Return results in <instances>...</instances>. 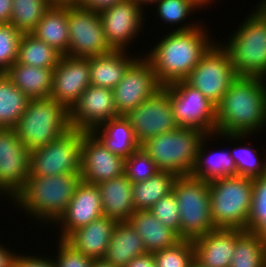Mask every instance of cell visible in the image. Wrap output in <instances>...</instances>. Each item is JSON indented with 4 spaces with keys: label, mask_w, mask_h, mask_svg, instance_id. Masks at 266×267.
I'll return each instance as SVG.
<instances>
[{
    "label": "cell",
    "mask_w": 266,
    "mask_h": 267,
    "mask_svg": "<svg viewBox=\"0 0 266 267\" xmlns=\"http://www.w3.org/2000/svg\"><path fill=\"white\" fill-rule=\"evenodd\" d=\"M263 128H266V79L237 77L216 106V138L233 144L246 142V138L265 131Z\"/></svg>",
    "instance_id": "6da1fadb"
},
{
    "label": "cell",
    "mask_w": 266,
    "mask_h": 267,
    "mask_svg": "<svg viewBox=\"0 0 266 267\" xmlns=\"http://www.w3.org/2000/svg\"><path fill=\"white\" fill-rule=\"evenodd\" d=\"M205 28V29H204ZM203 23L190 30L163 35L158 43L143 55L151 62L162 86L185 80L202 56L215 43ZM210 38V39H209Z\"/></svg>",
    "instance_id": "7a4b0ae2"
},
{
    "label": "cell",
    "mask_w": 266,
    "mask_h": 267,
    "mask_svg": "<svg viewBox=\"0 0 266 267\" xmlns=\"http://www.w3.org/2000/svg\"><path fill=\"white\" fill-rule=\"evenodd\" d=\"M80 174H59L49 177H28L23 190L13 199L17 209L41 225L54 224L66 210L77 185ZM33 216V217H32ZM41 221V222H40Z\"/></svg>",
    "instance_id": "3957f363"
},
{
    "label": "cell",
    "mask_w": 266,
    "mask_h": 267,
    "mask_svg": "<svg viewBox=\"0 0 266 267\" xmlns=\"http://www.w3.org/2000/svg\"><path fill=\"white\" fill-rule=\"evenodd\" d=\"M255 8L221 43L228 50L238 77L266 79V0Z\"/></svg>",
    "instance_id": "277c9868"
},
{
    "label": "cell",
    "mask_w": 266,
    "mask_h": 267,
    "mask_svg": "<svg viewBox=\"0 0 266 267\" xmlns=\"http://www.w3.org/2000/svg\"><path fill=\"white\" fill-rule=\"evenodd\" d=\"M13 129L31 152L58 139L71 129L69 111L50 97L29 99Z\"/></svg>",
    "instance_id": "5b68a950"
},
{
    "label": "cell",
    "mask_w": 266,
    "mask_h": 267,
    "mask_svg": "<svg viewBox=\"0 0 266 267\" xmlns=\"http://www.w3.org/2000/svg\"><path fill=\"white\" fill-rule=\"evenodd\" d=\"M214 227L247 230L253 198V179L228 176L209 181Z\"/></svg>",
    "instance_id": "8992f818"
},
{
    "label": "cell",
    "mask_w": 266,
    "mask_h": 267,
    "mask_svg": "<svg viewBox=\"0 0 266 267\" xmlns=\"http://www.w3.org/2000/svg\"><path fill=\"white\" fill-rule=\"evenodd\" d=\"M205 136L198 129L178 127L146 140L140 147L159 170L189 176L196 162L199 145Z\"/></svg>",
    "instance_id": "52a82bcc"
},
{
    "label": "cell",
    "mask_w": 266,
    "mask_h": 267,
    "mask_svg": "<svg viewBox=\"0 0 266 267\" xmlns=\"http://www.w3.org/2000/svg\"><path fill=\"white\" fill-rule=\"evenodd\" d=\"M180 214V238L194 240L214 230L209 181L178 176L173 186Z\"/></svg>",
    "instance_id": "ba28073f"
},
{
    "label": "cell",
    "mask_w": 266,
    "mask_h": 267,
    "mask_svg": "<svg viewBox=\"0 0 266 267\" xmlns=\"http://www.w3.org/2000/svg\"><path fill=\"white\" fill-rule=\"evenodd\" d=\"M83 132L71 128L63 136L30 152V177L80 174Z\"/></svg>",
    "instance_id": "9c48e42d"
},
{
    "label": "cell",
    "mask_w": 266,
    "mask_h": 267,
    "mask_svg": "<svg viewBox=\"0 0 266 267\" xmlns=\"http://www.w3.org/2000/svg\"><path fill=\"white\" fill-rule=\"evenodd\" d=\"M237 77L228 50L217 40L185 81L217 106Z\"/></svg>",
    "instance_id": "30bf717a"
},
{
    "label": "cell",
    "mask_w": 266,
    "mask_h": 267,
    "mask_svg": "<svg viewBox=\"0 0 266 267\" xmlns=\"http://www.w3.org/2000/svg\"><path fill=\"white\" fill-rule=\"evenodd\" d=\"M170 94L174 118L179 127L216 134V106L185 80L163 86Z\"/></svg>",
    "instance_id": "8fae6325"
},
{
    "label": "cell",
    "mask_w": 266,
    "mask_h": 267,
    "mask_svg": "<svg viewBox=\"0 0 266 267\" xmlns=\"http://www.w3.org/2000/svg\"><path fill=\"white\" fill-rule=\"evenodd\" d=\"M30 175V151L13 128H0V192L13 199L23 190Z\"/></svg>",
    "instance_id": "7c38bea8"
},
{
    "label": "cell",
    "mask_w": 266,
    "mask_h": 267,
    "mask_svg": "<svg viewBox=\"0 0 266 267\" xmlns=\"http://www.w3.org/2000/svg\"><path fill=\"white\" fill-rule=\"evenodd\" d=\"M133 129L137 142L176 130L169 92L162 87L146 101L123 115Z\"/></svg>",
    "instance_id": "4fadbf2b"
},
{
    "label": "cell",
    "mask_w": 266,
    "mask_h": 267,
    "mask_svg": "<svg viewBox=\"0 0 266 267\" xmlns=\"http://www.w3.org/2000/svg\"><path fill=\"white\" fill-rule=\"evenodd\" d=\"M69 46L67 56L88 58L111 52L99 12L68 8Z\"/></svg>",
    "instance_id": "5bb4252c"
},
{
    "label": "cell",
    "mask_w": 266,
    "mask_h": 267,
    "mask_svg": "<svg viewBox=\"0 0 266 267\" xmlns=\"http://www.w3.org/2000/svg\"><path fill=\"white\" fill-rule=\"evenodd\" d=\"M162 87L151 62L144 55H139L113 89L118 115H125L153 96Z\"/></svg>",
    "instance_id": "9a60e30c"
},
{
    "label": "cell",
    "mask_w": 266,
    "mask_h": 267,
    "mask_svg": "<svg viewBox=\"0 0 266 267\" xmlns=\"http://www.w3.org/2000/svg\"><path fill=\"white\" fill-rule=\"evenodd\" d=\"M144 10L132 0H126L99 12L106 41L113 50L127 51L138 38L146 19Z\"/></svg>",
    "instance_id": "2e32d148"
},
{
    "label": "cell",
    "mask_w": 266,
    "mask_h": 267,
    "mask_svg": "<svg viewBox=\"0 0 266 267\" xmlns=\"http://www.w3.org/2000/svg\"><path fill=\"white\" fill-rule=\"evenodd\" d=\"M117 116L113 89L90 85L69 110V124L73 129L92 132Z\"/></svg>",
    "instance_id": "e0dca14e"
},
{
    "label": "cell",
    "mask_w": 266,
    "mask_h": 267,
    "mask_svg": "<svg viewBox=\"0 0 266 267\" xmlns=\"http://www.w3.org/2000/svg\"><path fill=\"white\" fill-rule=\"evenodd\" d=\"M125 158L112 153L92 132H83L80 175L89 184L114 179L124 174Z\"/></svg>",
    "instance_id": "ac0fdd59"
},
{
    "label": "cell",
    "mask_w": 266,
    "mask_h": 267,
    "mask_svg": "<svg viewBox=\"0 0 266 267\" xmlns=\"http://www.w3.org/2000/svg\"><path fill=\"white\" fill-rule=\"evenodd\" d=\"M88 86H90L89 57L61 56L53 71L50 98L69 111Z\"/></svg>",
    "instance_id": "d6986e66"
},
{
    "label": "cell",
    "mask_w": 266,
    "mask_h": 267,
    "mask_svg": "<svg viewBox=\"0 0 266 267\" xmlns=\"http://www.w3.org/2000/svg\"><path fill=\"white\" fill-rule=\"evenodd\" d=\"M102 216L101 195L97 184L81 180L66 210L51 227L57 225L60 229L58 240H65L73 231Z\"/></svg>",
    "instance_id": "ffe728a7"
},
{
    "label": "cell",
    "mask_w": 266,
    "mask_h": 267,
    "mask_svg": "<svg viewBox=\"0 0 266 267\" xmlns=\"http://www.w3.org/2000/svg\"><path fill=\"white\" fill-rule=\"evenodd\" d=\"M242 229L216 228L192 240L194 259L205 267H230Z\"/></svg>",
    "instance_id": "44dd1931"
},
{
    "label": "cell",
    "mask_w": 266,
    "mask_h": 267,
    "mask_svg": "<svg viewBox=\"0 0 266 267\" xmlns=\"http://www.w3.org/2000/svg\"><path fill=\"white\" fill-rule=\"evenodd\" d=\"M116 224V220L102 216L73 231L64 241L91 259H103Z\"/></svg>",
    "instance_id": "7402d4cb"
},
{
    "label": "cell",
    "mask_w": 266,
    "mask_h": 267,
    "mask_svg": "<svg viewBox=\"0 0 266 267\" xmlns=\"http://www.w3.org/2000/svg\"><path fill=\"white\" fill-rule=\"evenodd\" d=\"M132 185L133 183L125 174L97 184L101 195L103 216L117 222L129 220L135 212Z\"/></svg>",
    "instance_id": "603a6c76"
},
{
    "label": "cell",
    "mask_w": 266,
    "mask_h": 267,
    "mask_svg": "<svg viewBox=\"0 0 266 267\" xmlns=\"http://www.w3.org/2000/svg\"><path fill=\"white\" fill-rule=\"evenodd\" d=\"M129 52L130 50H112L106 54L89 57L90 85L114 89L130 64L139 56Z\"/></svg>",
    "instance_id": "cb8c5ba5"
},
{
    "label": "cell",
    "mask_w": 266,
    "mask_h": 267,
    "mask_svg": "<svg viewBox=\"0 0 266 267\" xmlns=\"http://www.w3.org/2000/svg\"><path fill=\"white\" fill-rule=\"evenodd\" d=\"M142 239L147 253H155L174 246L181 238L164 226L149 210H137L128 220Z\"/></svg>",
    "instance_id": "d4e9b609"
},
{
    "label": "cell",
    "mask_w": 266,
    "mask_h": 267,
    "mask_svg": "<svg viewBox=\"0 0 266 267\" xmlns=\"http://www.w3.org/2000/svg\"><path fill=\"white\" fill-rule=\"evenodd\" d=\"M215 137L216 134H208L202 139L196 155L195 165L190 173L191 177L211 181L222 177L237 176V168L230 155V149L217 152L207 150L208 141H213Z\"/></svg>",
    "instance_id": "484cf974"
},
{
    "label": "cell",
    "mask_w": 266,
    "mask_h": 267,
    "mask_svg": "<svg viewBox=\"0 0 266 267\" xmlns=\"http://www.w3.org/2000/svg\"><path fill=\"white\" fill-rule=\"evenodd\" d=\"M147 253L142 239L128 221L117 222L105 257L114 267H125L134 257Z\"/></svg>",
    "instance_id": "4316f807"
},
{
    "label": "cell",
    "mask_w": 266,
    "mask_h": 267,
    "mask_svg": "<svg viewBox=\"0 0 266 267\" xmlns=\"http://www.w3.org/2000/svg\"><path fill=\"white\" fill-rule=\"evenodd\" d=\"M53 71L15 62L5 72L12 83L30 99L48 98L52 91Z\"/></svg>",
    "instance_id": "83f0119b"
},
{
    "label": "cell",
    "mask_w": 266,
    "mask_h": 267,
    "mask_svg": "<svg viewBox=\"0 0 266 267\" xmlns=\"http://www.w3.org/2000/svg\"><path fill=\"white\" fill-rule=\"evenodd\" d=\"M30 34L62 56L66 55L69 46L68 8L51 6Z\"/></svg>",
    "instance_id": "f1b7e54d"
},
{
    "label": "cell",
    "mask_w": 266,
    "mask_h": 267,
    "mask_svg": "<svg viewBox=\"0 0 266 267\" xmlns=\"http://www.w3.org/2000/svg\"><path fill=\"white\" fill-rule=\"evenodd\" d=\"M92 133L112 152L124 158L129 157L140 148L133 129L128 120L119 115L100 127L95 128Z\"/></svg>",
    "instance_id": "f546056e"
},
{
    "label": "cell",
    "mask_w": 266,
    "mask_h": 267,
    "mask_svg": "<svg viewBox=\"0 0 266 267\" xmlns=\"http://www.w3.org/2000/svg\"><path fill=\"white\" fill-rule=\"evenodd\" d=\"M178 175L170 171H159L143 182L133 183L132 202L137 210H149L157 201L173 192Z\"/></svg>",
    "instance_id": "4dcf8cb0"
},
{
    "label": "cell",
    "mask_w": 266,
    "mask_h": 267,
    "mask_svg": "<svg viewBox=\"0 0 266 267\" xmlns=\"http://www.w3.org/2000/svg\"><path fill=\"white\" fill-rule=\"evenodd\" d=\"M61 54L31 34H22L18 46L17 63L38 68L55 69Z\"/></svg>",
    "instance_id": "1f68e13d"
},
{
    "label": "cell",
    "mask_w": 266,
    "mask_h": 267,
    "mask_svg": "<svg viewBox=\"0 0 266 267\" xmlns=\"http://www.w3.org/2000/svg\"><path fill=\"white\" fill-rule=\"evenodd\" d=\"M5 73H0V128H13L29 102Z\"/></svg>",
    "instance_id": "d6a6232c"
},
{
    "label": "cell",
    "mask_w": 266,
    "mask_h": 267,
    "mask_svg": "<svg viewBox=\"0 0 266 267\" xmlns=\"http://www.w3.org/2000/svg\"><path fill=\"white\" fill-rule=\"evenodd\" d=\"M230 267H266V242L256 233L243 230L236 237Z\"/></svg>",
    "instance_id": "836d02e7"
},
{
    "label": "cell",
    "mask_w": 266,
    "mask_h": 267,
    "mask_svg": "<svg viewBox=\"0 0 266 267\" xmlns=\"http://www.w3.org/2000/svg\"><path fill=\"white\" fill-rule=\"evenodd\" d=\"M50 7L49 0H12L10 24L20 33L30 34Z\"/></svg>",
    "instance_id": "e575fe53"
},
{
    "label": "cell",
    "mask_w": 266,
    "mask_h": 267,
    "mask_svg": "<svg viewBox=\"0 0 266 267\" xmlns=\"http://www.w3.org/2000/svg\"><path fill=\"white\" fill-rule=\"evenodd\" d=\"M156 11L159 19L163 21L170 26H178L173 31H182V30H190L195 27H199L202 23L193 22V24L188 22H184L185 24H181L183 21H188L189 15L194 14L193 12H196L197 9L200 10V8L195 5L191 0H158L155 4ZM196 9V10H195ZM194 10V11H193ZM172 24V25H171Z\"/></svg>",
    "instance_id": "d590c367"
},
{
    "label": "cell",
    "mask_w": 266,
    "mask_h": 267,
    "mask_svg": "<svg viewBox=\"0 0 266 267\" xmlns=\"http://www.w3.org/2000/svg\"><path fill=\"white\" fill-rule=\"evenodd\" d=\"M247 231L256 233L266 242V175L253 179V198Z\"/></svg>",
    "instance_id": "8d00e7d4"
},
{
    "label": "cell",
    "mask_w": 266,
    "mask_h": 267,
    "mask_svg": "<svg viewBox=\"0 0 266 267\" xmlns=\"http://www.w3.org/2000/svg\"><path fill=\"white\" fill-rule=\"evenodd\" d=\"M234 147L230 149V155L235 162L237 176L254 179L266 175V158L262 161L254 147H248V144Z\"/></svg>",
    "instance_id": "74e56055"
},
{
    "label": "cell",
    "mask_w": 266,
    "mask_h": 267,
    "mask_svg": "<svg viewBox=\"0 0 266 267\" xmlns=\"http://www.w3.org/2000/svg\"><path fill=\"white\" fill-rule=\"evenodd\" d=\"M156 267H189L194 260L192 240L181 239L174 246L153 253Z\"/></svg>",
    "instance_id": "f35d334b"
},
{
    "label": "cell",
    "mask_w": 266,
    "mask_h": 267,
    "mask_svg": "<svg viewBox=\"0 0 266 267\" xmlns=\"http://www.w3.org/2000/svg\"><path fill=\"white\" fill-rule=\"evenodd\" d=\"M159 171L155 162L141 147L125 158L124 174L132 183L143 182Z\"/></svg>",
    "instance_id": "ab89813d"
},
{
    "label": "cell",
    "mask_w": 266,
    "mask_h": 267,
    "mask_svg": "<svg viewBox=\"0 0 266 267\" xmlns=\"http://www.w3.org/2000/svg\"><path fill=\"white\" fill-rule=\"evenodd\" d=\"M22 33L12 24H0V73H5L18 56V46Z\"/></svg>",
    "instance_id": "60d3db41"
},
{
    "label": "cell",
    "mask_w": 266,
    "mask_h": 267,
    "mask_svg": "<svg viewBox=\"0 0 266 267\" xmlns=\"http://www.w3.org/2000/svg\"><path fill=\"white\" fill-rule=\"evenodd\" d=\"M149 211L161 224L173 230L180 237V214L173 192L157 201Z\"/></svg>",
    "instance_id": "b9f144b4"
},
{
    "label": "cell",
    "mask_w": 266,
    "mask_h": 267,
    "mask_svg": "<svg viewBox=\"0 0 266 267\" xmlns=\"http://www.w3.org/2000/svg\"><path fill=\"white\" fill-rule=\"evenodd\" d=\"M58 246L56 247V256L52 259L56 267H91L93 259L88 256L83 255L80 252L74 250L70 245H68L64 240H59Z\"/></svg>",
    "instance_id": "7bdbcfd3"
},
{
    "label": "cell",
    "mask_w": 266,
    "mask_h": 267,
    "mask_svg": "<svg viewBox=\"0 0 266 267\" xmlns=\"http://www.w3.org/2000/svg\"><path fill=\"white\" fill-rule=\"evenodd\" d=\"M21 253V254H20ZM12 267H56L52 257L43 255H24L21 251L17 253L12 263Z\"/></svg>",
    "instance_id": "ee69618b"
},
{
    "label": "cell",
    "mask_w": 266,
    "mask_h": 267,
    "mask_svg": "<svg viewBox=\"0 0 266 267\" xmlns=\"http://www.w3.org/2000/svg\"><path fill=\"white\" fill-rule=\"evenodd\" d=\"M126 0H81L80 8L100 12Z\"/></svg>",
    "instance_id": "f6af8a7d"
},
{
    "label": "cell",
    "mask_w": 266,
    "mask_h": 267,
    "mask_svg": "<svg viewBox=\"0 0 266 267\" xmlns=\"http://www.w3.org/2000/svg\"><path fill=\"white\" fill-rule=\"evenodd\" d=\"M125 267H156L153 253L134 257Z\"/></svg>",
    "instance_id": "bcb514c9"
},
{
    "label": "cell",
    "mask_w": 266,
    "mask_h": 267,
    "mask_svg": "<svg viewBox=\"0 0 266 267\" xmlns=\"http://www.w3.org/2000/svg\"><path fill=\"white\" fill-rule=\"evenodd\" d=\"M0 244V267H12V263L17 253L13 250L11 251V247H7L4 244L2 245V243Z\"/></svg>",
    "instance_id": "7dc6e473"
},
{
    "label": "cell",
    "mask_w": 266,
    "mask_h": 267,
    "mask_svg": "<svg viewBox=\"0 0 266 267\" xmlns=\"http://www.w3.org/2000/svg\"><path fill=\"white\" fill-rule=\"evenodd\" d=\"M12 0H0V24L10 23Z\"/></svg>",
    "instance_id": "c3c4849f"
},
{
    "label": "cell",
    "mask_w": 266,
    "mask_h": 267,
    "mask_svg": "<svg viewBox=\"0 0 266 267\" xmlns=\"http://www.w3.org/2000/svg\"><path fill=\"white\" fill-rule=\"evenodd\" d=\"M51 6L62 8L80 7L81 0H49Z\"/></svg>",
    "instance_id": "681fc988"
},
{
    "label": "cell",
    "mask_w": 266,
    "mask_h": 267,
    "mask_svg": "<svg viewBox=\"0 0 266 267\" xmlns=\"http://www.w3.org/2000/svg\"><path fill=\"white\" fill-rule=\"evenodd\" d=\"M91 267H114L109 262H106L104 259H93Z\"/></svg>",
    "instance_id": "f907efd6"
},
{
    "label": "cell",
    "mask_w": 266,
    "mask_h": 267,
    "mask_svg": "<svg viewBox=\"0 0 266 267\" xmlns=\"http://www.w3.org/2000/svg\"><path fill=\"white\" fill-rule=\"evenodd\" d=\"M132 1L144 9L146 6L148 7L155 4L158 0H132Z\"/></svg>",
    "instance_id": "816d5d0a"
},
{
    "label": "cell",
    "mask_w": 266,
    "mask_h": 267,
    "mask_svg": "<svg viewBox=\"0 0 266 267\" xmlns=\"http://www.w3.org/2000/svg\"><path fill=\"white\" fill-rule=\"evenodd\" d=\"M195 5H197L200 9H205V0H191Z\"/></svg>",
    "instance_id": "f5cc1de1"
},
{
    "label": "cell",
    "mask_w": 266,
    "mask_h": 267,
    "mask_svg": "<svg viewBox=\"0 0 266 267\" xmlns=\"http://www.w3.org/2000/svg\"><path fill=\"white\" fill-rule=\"evenodd\" d=\"M189 267H205L201 265L199 262H197L195 259L192 261Z\"/></svg>",
    "instance_id": "db71d44e"
},
{
    "label": "cell",
    "mask_w": 266,
    "mask_h": 267,
    "mask_svg": "<svg viewBox=\"0 0 266 267\" xmlns=\"http://www.w3.org/2000/svg\"><path fill=\"white\" fill-rule=\"evenodd\" d=\"M217 1V0H216ZM215 2V0H205V7L207 6V8H208V6H210V4L212 5V4H216V2Z\"/></svg>",
    "instance_id": "11a10c76"
}]
</instances>
